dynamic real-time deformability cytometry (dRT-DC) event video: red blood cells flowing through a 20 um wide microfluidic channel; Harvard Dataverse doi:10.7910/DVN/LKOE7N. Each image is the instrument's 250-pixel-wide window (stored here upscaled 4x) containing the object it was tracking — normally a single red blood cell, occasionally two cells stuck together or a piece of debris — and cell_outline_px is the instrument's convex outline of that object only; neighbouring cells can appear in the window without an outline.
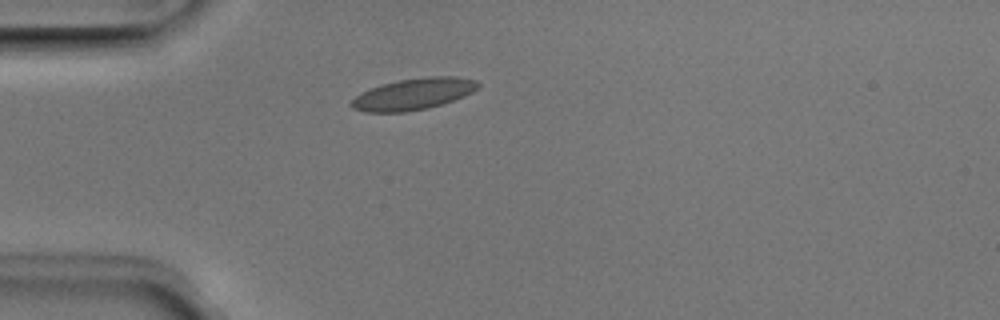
{"species": "Egyptian fruit bat (a non-hibernating species)", "species_latin": "Rousettus aegyptiacus", "temperature_condition": "room temperature", "stored_images_in_passage": 38, "camera_frame_rate_fps": 3000, "um_per_image_px": 0.085, "animal": {"sex": "male"}, "frame": {"image": 1, "passage_image": 1, "time_ms": 0.0, "image_size_px": [1000, 320], "cell_outline_px": [[480, 84], [472, 92], [464, 96], [428, 108], [404, 112], [364, 112], [352, 108], [352, 100], [356, 96], [380, 84], [400, 80], [428, 76], [460, 76], [476, 80]], "centroid_in_image_um": [35.16, 7.98], "position_along_channel_um": 49.8, "area_um2": 23.0}}
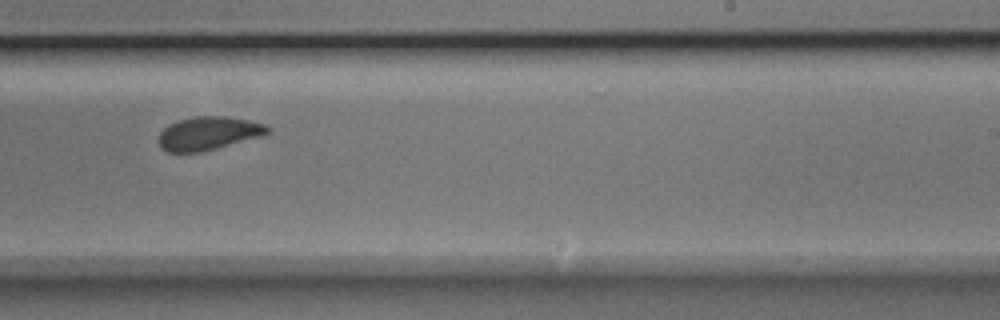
{"frame": {"image": 2, "passage_image": 19, "time_ms": 6.0, "image_size_px": [1000, 320], "cell_outline_px": [[272, 132], [264, 136], [200, 152], [168, 152], [160, 148], [160, 132], [168, 124], [180, 120], [196, 116], [224, 116], [248, 120], [264, 124], [272, 128]], "centroid_in_image_um": [17.77, 11.33], "position_along_channel_um": 271.2, "area_um2": 21.21}}
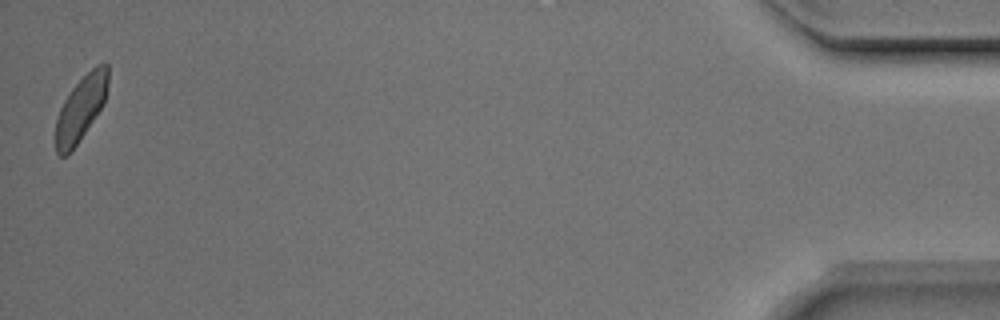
{"frame": {"image": 3, "passage_image": 38, "time_ms": 12.333, "image_size_px": [1000, 320], "cell_outline_px": [[108, 80], [104, 104], [76, 144], [64, 156], [60, 156], [56, 152], [56, 120], [60, 108], [64, 100], [72, 88], [96, 64], [104, 60], [108, 64]], "centroid_in_image_um": [6.89, 9.15], "position_along_channel_um": 428.3, "area_um2": 19.42}, "authors_computed_cell_mechanics": {"area_um2": 21.4149, "velocity_mm_per_s": 3.9257, "shape_relaxation_time_tau1_ms": 3.8435, "shape_relaxation_time_tau2_ms": 1.1219, "deformation_change_tau1": 0.0972, "deformation_change_tau2": 0.0651}}